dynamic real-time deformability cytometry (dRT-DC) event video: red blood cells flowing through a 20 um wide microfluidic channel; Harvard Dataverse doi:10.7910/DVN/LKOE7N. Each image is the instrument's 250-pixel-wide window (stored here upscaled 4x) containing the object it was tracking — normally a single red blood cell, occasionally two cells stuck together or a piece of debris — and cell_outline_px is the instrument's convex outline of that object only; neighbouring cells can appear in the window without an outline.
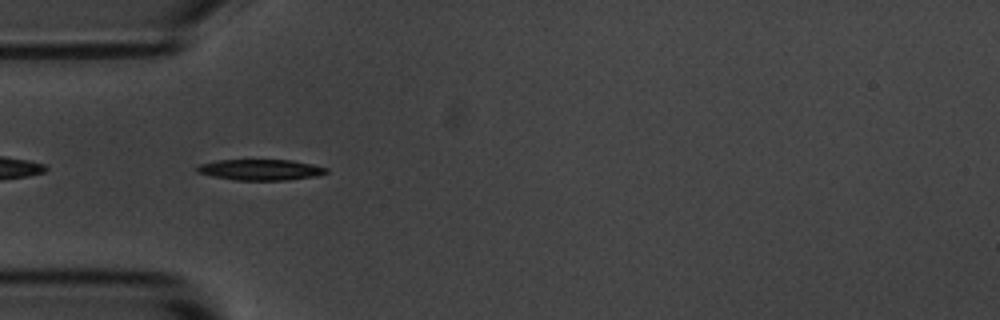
{"species": "common noctule bat (a hibernating species)", "species_latin": "Nyctalus noctula", "temperature_condition": "room temperature", "stored_images_in_passage": 7, "camera_frame_rate_fps": 3000, "um_per_image_px": 0.085, "animal": {"sex": "male", "body_mass_g": 20.1, "forearm_length_mm": 53.5}, "frame": {"image": 1, "passage_image": 3, "time_ms": 0.667, "image_size_px": [1000, 320], "cell_outline_px": [[328, 172], [320, 176], [288, 180], [236, 180], [212, 176], [196, 172], [196, 168], [200, 164], [216, 160], [292, 160], [312, 164], [328, 168]], "centroid_in_image_um": [22.18, 14.43], "position_along_channel_um": 62.8, "area_um2": 15.84}}
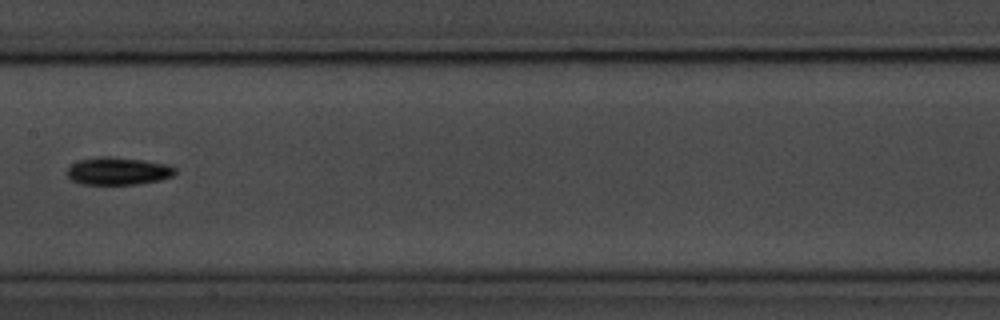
{"frame": {"image": 2, "passage_image": 6, "time_ms": 1.667, "image_size_px": [1000, 320], "cell_outline_px": [[176, 172], [172, 176], [160, 180], [136, 184], [80, 184], [72, 180], [68, 176], [68, 168], [72, 164], [80, 160], [96, 156], [108, 156], [144, 160], [168, 164], [176, 168]], "centroid_in_image_um": [10.05, 14.53], "position_along_channel_um": 197.4, "area_um2": 17.4}}
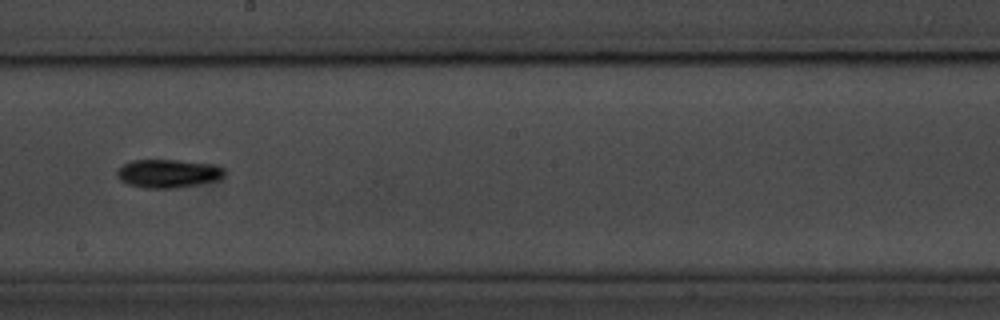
{"frame": {"image": 3, "passage_image": 7, "time_ms": 2.0, "image_size_px": [1000, 320], "cell_outline_px": [[224, 176], [216, 180], [176, 188], [144, 188], [128, 184], [120, 180], [116, 176], [116, 172], [124, 164], [132, 160], [176, 160], [212, 164], [224, 168]], "centroid_in_image_um": [14.26, 14.74], "position_along_channel_um": 233.9, "area_um2": 17.63}}